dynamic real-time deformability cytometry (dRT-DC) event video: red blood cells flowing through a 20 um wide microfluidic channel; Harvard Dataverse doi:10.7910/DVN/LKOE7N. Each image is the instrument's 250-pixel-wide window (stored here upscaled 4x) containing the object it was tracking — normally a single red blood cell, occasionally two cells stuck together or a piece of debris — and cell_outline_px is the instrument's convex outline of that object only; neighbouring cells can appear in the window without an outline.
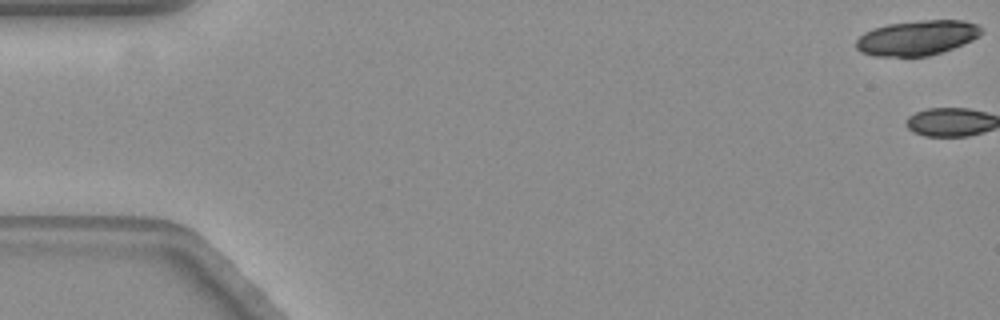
{"species": "common noctule bat (a hibernating species)", "species_latin": "Nyctalus noctula", "temperature_condition": "warm", "stored_images_in_passage": 2, "camera_frame_rate_fps": 3000, "um_per_image_px": 0.085, "animal": {"sex": "female", "body_mass_g": 19.3, "forearm_length_mm": 54.1}, "frame": {"image": 1, "passage_image": 1, "time_ms": 0.0, "image_size_px": [1000, 320], "cell_outline_px": [[980, 32], [972, 40], [952, 48], [928, 56], [872, 56], [860, 52], [856, 48], [856, 40], [864, 32], [872, 28], [888, 24], [920, 20], [964, 20], [976, 24], [980, 28]], "centroid_in_image_um": [77.88, 3.21], "position_along_channel_um": 7.1, "area_um2": 25.32}}